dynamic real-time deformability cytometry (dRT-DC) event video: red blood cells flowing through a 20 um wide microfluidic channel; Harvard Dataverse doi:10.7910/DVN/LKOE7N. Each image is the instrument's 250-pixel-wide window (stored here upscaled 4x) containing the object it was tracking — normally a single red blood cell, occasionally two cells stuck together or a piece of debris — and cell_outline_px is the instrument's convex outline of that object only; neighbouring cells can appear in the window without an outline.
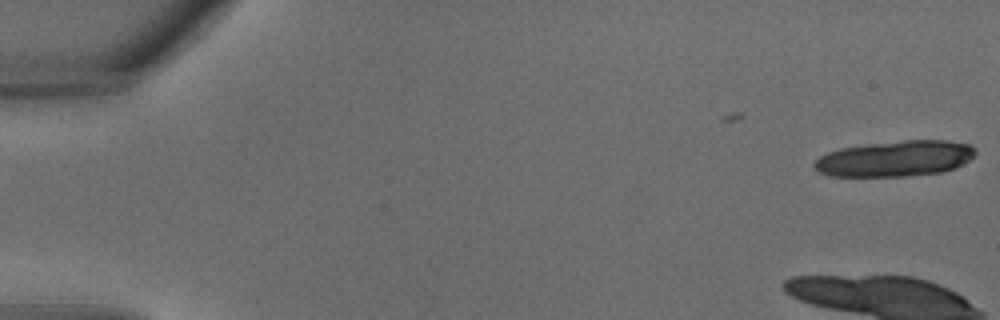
{"species": "common noctule bat (a hibernating species)", "species_latin": "Nyctalus noctula", "temperature_condition": "warm", "stored_images_in_passage": 26, "camera_frame_rate_fps": 3000, "um_per_image_px": 0.085, "animal": {"sex": "male", "body_mass_g": 18.8}, "frame": {"image": 1, "passage_image": 1, "time_ms": 0.0, "image_size_px": [1000, 320], "cell_outline_px": [[976, 152], [964, 164], [956, 168], [940, 172], [904, 176], [828, 176], [816, 172], [812, 168], [812, 164], [820, 156], [828, 152], [840, 148], [868, 144], [904, 140], [944, 140], [968, 144]], "centroid_in_image_um": [76.02, 13.49], "position_along_channel_um": 9.0, "area_um2": 33.58}}